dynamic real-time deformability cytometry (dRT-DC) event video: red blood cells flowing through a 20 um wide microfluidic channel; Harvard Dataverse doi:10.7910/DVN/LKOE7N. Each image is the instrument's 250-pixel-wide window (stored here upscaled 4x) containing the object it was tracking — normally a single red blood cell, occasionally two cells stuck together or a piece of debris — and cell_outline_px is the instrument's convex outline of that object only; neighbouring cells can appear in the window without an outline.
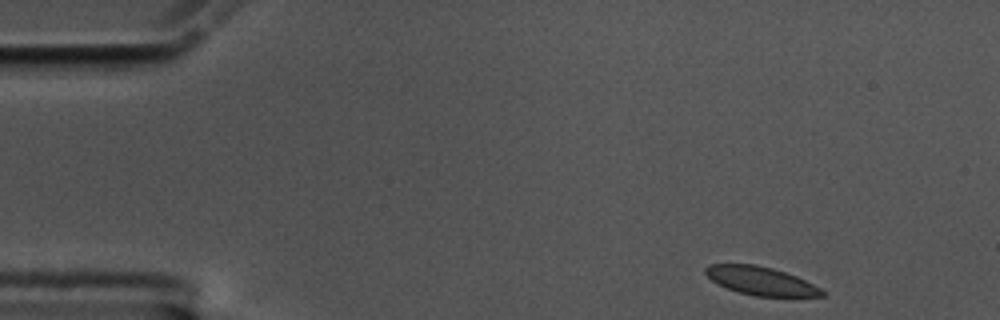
{"species": "common noctule bat (a hibernating species)", "species_latin": "Nyctalus noctula", "temperature_condition": "cold", "stored_images_in_passage": 52, "camera_frame_rate_fps": 3000, "um_per_image_px": 0.085, "animal": {"sex": "male", "body_mass_g": 17.5, "forearm_length_mm": 52.3}, "frame": {"image": 1, "passage_image": 1, "time_ms": 0.0, "image_size_px": [1000, 320], "cell_outline_px": [[828, 296], [756, 296], [740, 292], [716, 284], [704, 272], [704, 268], [708, 264], [756, 264], [772, 268], [796, 276], [820, 288]], "centroid_in_image_um": [64.64, 23.86], "position_along_channel_um": 20.4, "area_um2": 19.07}}
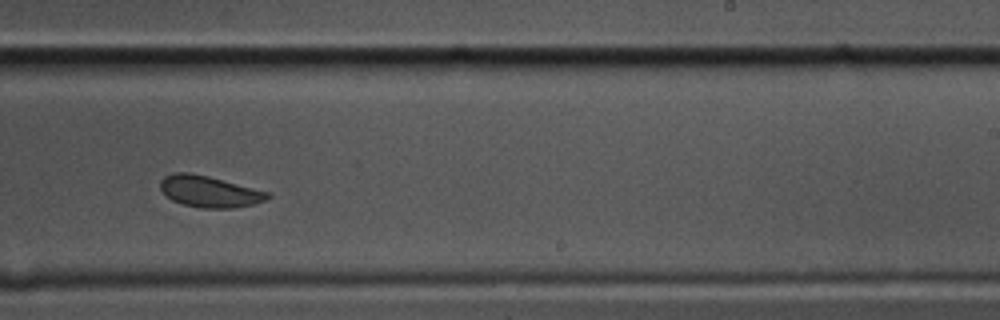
{"frame": {"image": 2, "passage_image": 30, "time_ms": 9.667, "image_size_px": [1000, 320], "cell_outline_px": [[272, 196], [256, 204], [232, 208], [200, 208], [180, 204], [172, 200], [160, 188], [160, 180], [164, 176], [176, 172], [188, 172], [208, 176], [268, 192]], "centroid_in_image_um": [17.78, 16.29], "position_along_channel_um": 271.2, "area_um2": 19.54}}
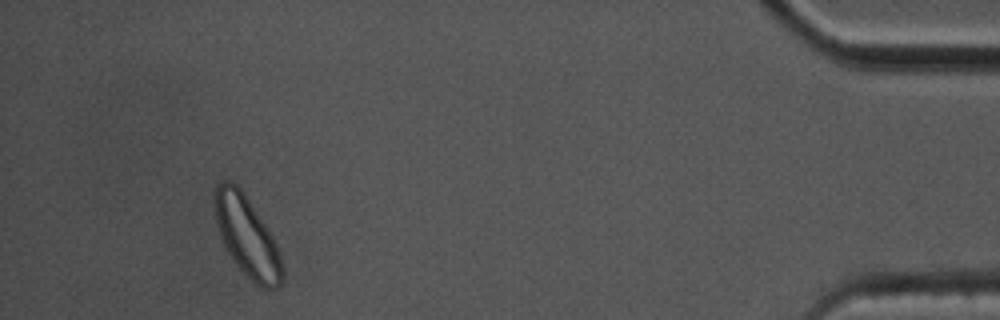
{"frame": {"image": 3, "passage_image": 48, "time_ms": 15.667, "image_size_px": [1000, 320], "cell_outline_px": [[284, 280], [276, 288], [260, 288], [240, 268], [228, 252], [224, 244], [216, 224], [212, 196], [216, 184], [224, 180], [232, 180], [244, 192], [272, 236], [276, 244], [284, 268]], "centroid_in_image_um": [20.98, 20.06], "position_along_channel_um": 414.2, "area_um2": 31.62}, "authors_computed_cell_mechanics": {"area_um2": 20.3456, "velocity_mm_per_s": 3.4826, "shape_relaxation_time_tau1_ms": 4.2121, "shape_relaxation_time_tau2_ms": 1.2601, "deformation_change_tau1": 0.0841, "deformation_change_tau2": 0.0554}}